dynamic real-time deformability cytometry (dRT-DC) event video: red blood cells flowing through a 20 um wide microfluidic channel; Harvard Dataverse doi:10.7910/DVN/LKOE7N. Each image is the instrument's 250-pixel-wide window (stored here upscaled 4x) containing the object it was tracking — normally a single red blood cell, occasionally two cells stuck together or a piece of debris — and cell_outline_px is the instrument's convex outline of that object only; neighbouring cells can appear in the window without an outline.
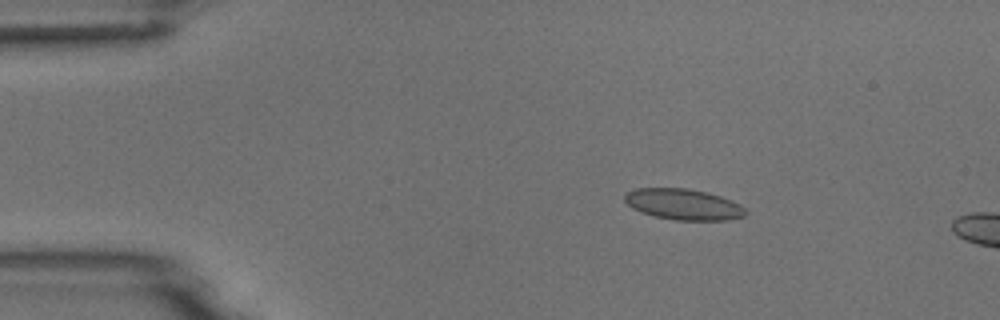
{"species": "common noctule bat (a hibernating species)", "species_latin": "Nyctalus noctula", "temperature_condition": "room temperature", "stored_images_in_passage": 4, "camera_frame_rate_fps": 3000, "um_per_image_px": 0.085, "animal": {"sex": "male", "body_mass_g": 18.8}, "frame": {"image": 1, "passage_image": 3, "time_ms": 2.333, "image_size_px": [1000, 320], "cell_outline_px": [[748, 212], [744, 216], [728, 220], [676, 220], [656, 216], [640, 212], [632, 208], [624, 200], [624, 196], [628, 192], [636, 188], [688, 188], [708, 192], [720, 196], [740, 204]], "centroid_in_image_um": [58.1, 17.36], "position_along_channel_um": 26.9, "area_um2": 21.79}}